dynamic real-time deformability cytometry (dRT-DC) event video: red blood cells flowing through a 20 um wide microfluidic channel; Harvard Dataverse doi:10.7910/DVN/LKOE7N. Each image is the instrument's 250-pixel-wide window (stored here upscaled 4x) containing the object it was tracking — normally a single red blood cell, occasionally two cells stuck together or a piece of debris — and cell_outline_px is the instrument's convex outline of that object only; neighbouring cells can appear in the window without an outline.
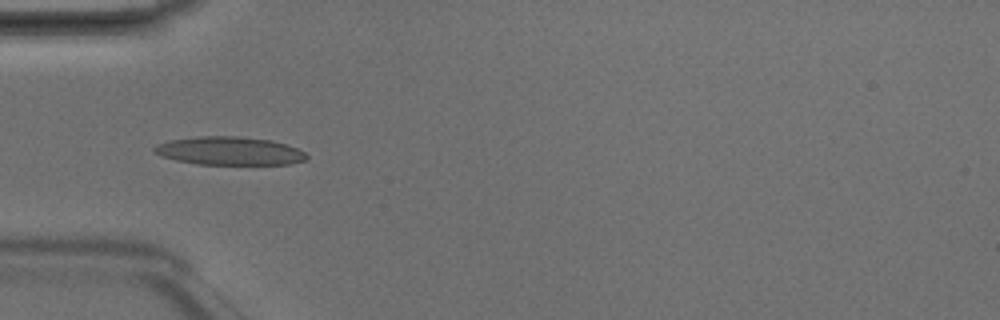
{"species": "Egyptian fruit bat (a non-hibernating species)", "species_latin": "Rousettus aegyptiacus", "temperature_condition": "room temperature", "stored_images_in_passage": 4, "camera_frame_rate_fps": 3000, "um_per_image_px": 0.085, "animal": {"sex": "male"}, "frame": {"image": 1, "passage_image": 4, "time_ms": 1.0, "image_size_px": [1000, 320], "cell_outline_px": [[308, 156], [304, 160], [288, 164], [196, 164], [176, 160], [160, 156], [152, 152], [152, 148], [156, 144], [172, 140], [200, 136], [236, 136], [272, 140], [296, 148], [304, 152]], "centroid_in_image_um": [19.45, 12.83], "position_along_channel_um": 65.6, "area_um2": 24.97}}